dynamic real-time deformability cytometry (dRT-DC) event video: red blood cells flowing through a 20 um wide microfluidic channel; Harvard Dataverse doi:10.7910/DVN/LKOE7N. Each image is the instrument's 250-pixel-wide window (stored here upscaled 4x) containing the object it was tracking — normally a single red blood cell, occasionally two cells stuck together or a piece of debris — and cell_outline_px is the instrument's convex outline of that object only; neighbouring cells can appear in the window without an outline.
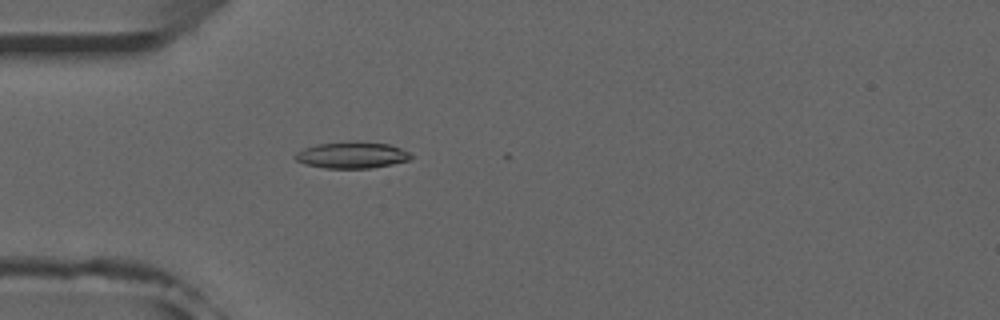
{"species": "common noctule bat (a hibernating species)", "species_latin": "Nyctalus noctula", "temperature_condition": "room temperature", "stored_images_in_passage": 2, "camera_frame_rate_fps": 3000, "um_per_image_px": 0.085, "animal": {"sex": "male", "forearm_length_mm": 52.5}, "frame": {"image": 1, "passage_image": 1, "time_ms": 0.0, "image_size_px": [1000, 320], "cell_outline_px": [[412, 156], [408, 160], [392, 164], [368, 168], [324, 168], [304, 164], [296, 160], [292, 156], [296, 152], [304, 148], [316, 144], [356, 140], [392, 144], [408, 152]], "centroid_in_image_um": [29.88, 13.16], "position_along_channel_um": 55.1, "area_um2": 18.09}}